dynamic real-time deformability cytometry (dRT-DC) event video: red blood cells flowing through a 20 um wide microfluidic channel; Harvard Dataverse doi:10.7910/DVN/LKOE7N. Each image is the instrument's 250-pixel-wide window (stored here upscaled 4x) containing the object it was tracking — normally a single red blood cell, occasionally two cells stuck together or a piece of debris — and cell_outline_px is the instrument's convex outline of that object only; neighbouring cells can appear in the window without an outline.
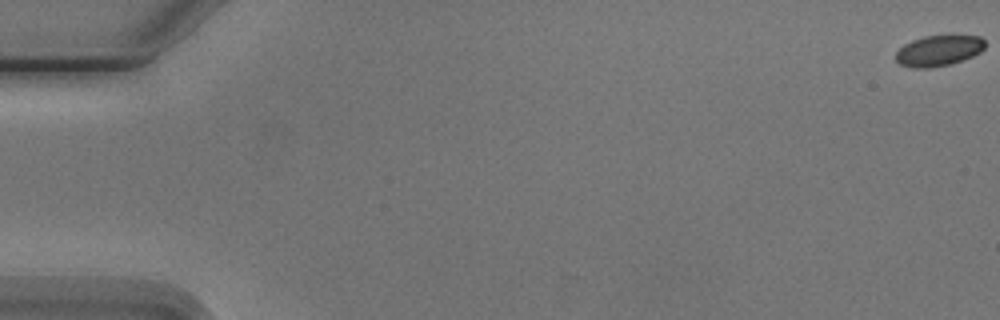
{"species": "Egyptian fruit bat (a non-hibernating species)", "species_latin": "Rousettus aegyptiacus", "temperature_condition": "cold", "stored_images_in_passage": 10, "camera_frame_rate_fps": 3000, "um_per_image_px": 0.085, "animal": {"sex": "male"}, "frame": {"image": 1, "passage_image": 1, "time_ms": 0.0, "image_size_px": [1000, 320], "cell_outline_px": [[984, 48], [980, 52], [972, 56], [952, 64], [928, 68], [912, 68], [900, 64], [896, 60], [896, 52], [904, 44], [912, 40], [924, 36], [980, 36], [984, 40]], "centroid_in_image_um": [79.76, 4.32], "position_along_channel_um": 5.2, "area_um2": 15.9}}
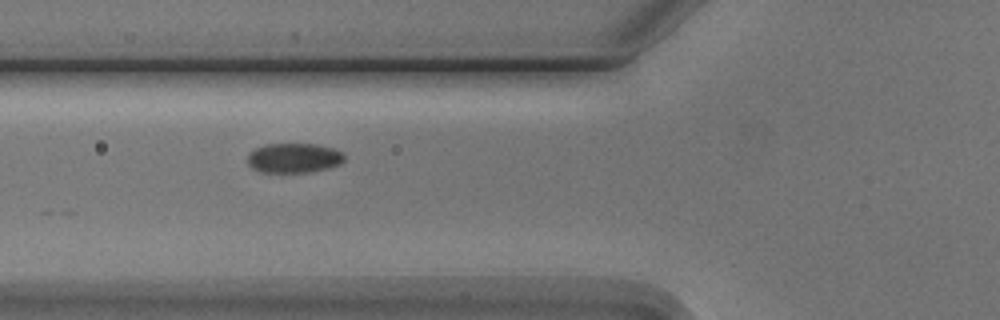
{"frame": {"image": 2, "passage_image": 7, "time_ms": 7.0, "image_size_px": [1000, 320], "cell_outline_px": [[344, 160], [340, 164], [328, 168], [308, 172], [260, 172], [252, 168], [248, 164], [248, 152], [264, 144], [316, 144], [332, 148], [344, 152]], "centroid_in_image_um": [24.97, 13.42], "position_along_channel_um": 100.8, "area_um2": 16.82}}
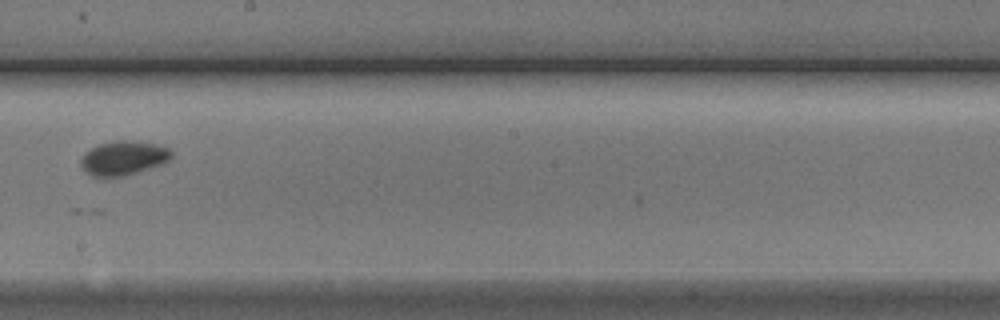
{"frame": {"image": 3, "passage_image": 10, "time_ms": 10.667, "image_size_px": [1000, 320], "cell_outline_px": [[172, 156], [168, 160], [160, 164], [148, 168], [120, 176], [92, 176], [80, 164], [80, 160], [84, 152], [100, 144], [112, 140], [124, 140], [156, 144], [168, 148], [172, 152]], "centroid_in_image_um": [10.46, 13.41], "position_along_channel_um": 237.7, "area_um2": 17.57}}